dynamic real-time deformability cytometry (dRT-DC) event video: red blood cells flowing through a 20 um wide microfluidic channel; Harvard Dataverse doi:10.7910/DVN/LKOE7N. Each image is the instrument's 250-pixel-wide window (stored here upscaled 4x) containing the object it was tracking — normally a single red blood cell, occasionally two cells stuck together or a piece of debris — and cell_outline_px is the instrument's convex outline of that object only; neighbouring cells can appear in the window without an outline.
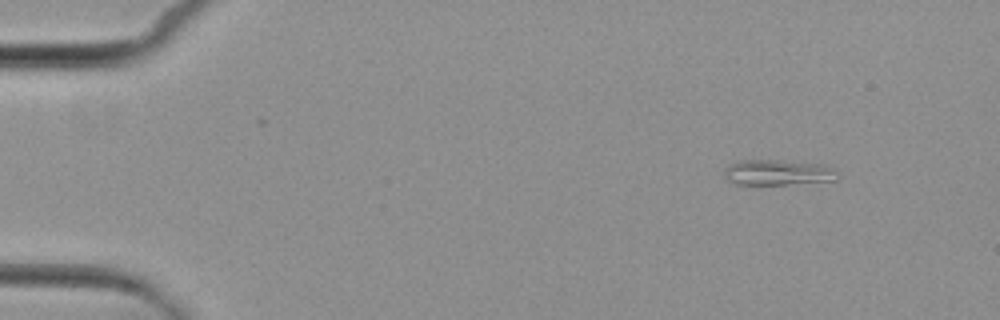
{"species": "common noctule bat (a hibernating species)", "species_latin": "Nyctalus noctula", "temperature_condition": "cold", "stored_images_in_passage": 4, "camera_frame_rate_fps": 3000, "um_per_image_px": 0.085, "animal": {"sex": "female", "body_mass_g": 29.2, "forearm_length_mm": 56.3}, "frame": {"image": 1, "passage_image": 1, "time_ms": 0.0, "image_size_px": [1000, 320], "cell_outline_px": [[840, 176], [836, 180], [784, 184], [736, 184], [728, 180], [724, 172], [736, 160], [784, 160], [828, 164], [836, 168]], "centroid_in_image_um": [66.23, 14.64], "position_along_channel_um": 18.8, "area_um2": 16.99}}